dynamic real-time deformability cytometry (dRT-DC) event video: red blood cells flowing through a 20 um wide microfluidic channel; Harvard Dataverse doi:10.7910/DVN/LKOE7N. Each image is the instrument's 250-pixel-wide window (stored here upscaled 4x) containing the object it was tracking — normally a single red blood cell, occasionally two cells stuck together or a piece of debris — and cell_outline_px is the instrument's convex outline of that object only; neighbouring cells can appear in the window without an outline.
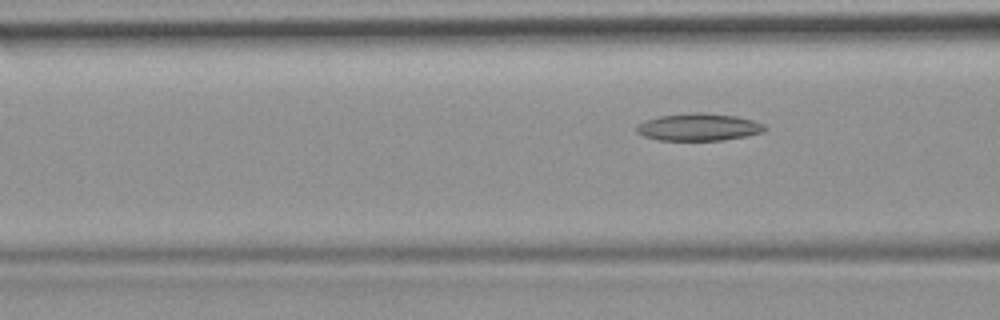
{"species": "common noctule bat (a hibernating species)", "species_latin": "Nyctalus noctula", "temperature_condition": "room temperature", "stored_images_in_passage": 3, "camera_frame_rate_fps": 3000, "um_per_image_px": 0.085, "animal": {"sex": "female", "body_mass_g": 19.9}, "frame": {"image": 1, "passage_image": 3, "time_ms": 2.667, "image_size_px": [1000, 320], "cell_outline_px": [[768, 128], [764, 132], [724, 140], [656, 140], [644, 136], [636, 132], [636, 124], [660, 116], [692, 112], [704, 112], [736, 116], [752, 120], [764, 124]], "centroid_in_image_um": [59.39, 10.8], "position_along_channel_um": 107.2, "area_um2": 20.46}}